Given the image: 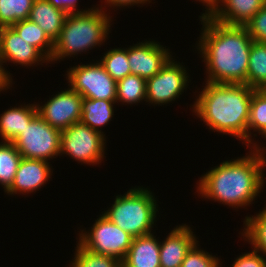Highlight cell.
<instances>
[{
  "mask_svg": "<svg viewBox=\"0 0 266 267\" xmlns=\"http://www.w3.org/2000/svg\"><path fill=\"white\" fill-rule=\"evenodd\" d=\"M146 101V79L129 74L117 82L116 103L137 104Z\"/></svg>",
  "mask_w": 266,
  "mask_h": 267,
  "instance_id": "cell-25",
  "label": "cell"
},
{
  "mask_svg": "<svg viewBox=\"0 0 266 267\" xmlns=\"http://www.w3.org/2000/svg\"><path fill=\"white\" fill-rule=\"evenodd\" d=\"M266 128V89H254L250 102L248 121V145L253 142V133ZM253 130V133L251 132Z\"/></svg>",
  "mask_w": 266,
  "mask_h": 267,
  "instance_id": "cell-26",
  "label": "cell"
},
{
  "mask_svg": "<svg viewBox=\"0 0 266 267\" xmlns=\"http://www.w3.org/2000/svg\"><path fill=\"white\" fill-rule=\"evenodd\" d=\"M198 1L202 2V4H203L202 6H206L205 9H207L211 5L213 0H198ZM196 2H197V0H196Z\"/></svg>",
  "mask_w": 266,
  "mask_h": 267,
  "instance_id": "cell-37",
  "label": "cell"
},
{
  "mask_svg": "<svg viewBox=\"0 0 266 267\" xmlns=\"http://www.w3.org/2000/svg\"><path fill=\"white\" fill-rule=\"evenodd\" d=\"M21 160L22 156L13 142H0V185L4 192L13 184Z\"/></svg>",
  "mask_w": 266,
  "mask_h": 267,
  "instance_id": "cell-23",
  "label": "cell"
},
{
  "mask_svg": "<svg viewBox=\"0 0 266 267\" xmlns=\"http://www.w3.org/2000/svg\"><path fill=\"white\" fill-rule=\"evenodd\" d=\"M192 112L210 130L235 136L248 147V121L254 88L246 84L206 82Z\"/></svg>",
  "mask_w": 266,
  "mask_h": 267,
  "instance_id": "cell-3",
  "label": "cell"
},
{
  "mask_svg": "<svg viewBox=\"0 0 266 267\" xmlns=\"http://www.w3.org/2000/svg\"><path fill=\"white\" fill-rule=\"evenodd\" d=\"M114 104H116V102L102 99L83 98L80 122L84 125H88L93 130H96L105 136L101 127H105V125L110 123L113 118Z\"/></svg>",
  "mask_w": 266,
  "mask_h": 267,
  "instance_id": "cell-20",
  "label": "cell"
},
{
  "mask_svg": "<svg viewBox=\"0 0 266 267\" xmlns=\"http://www.w3.org/2000/svg\"><path fill=\"white\" fill-rule=\"evenodd\" d=\"M106 5L111 8H123V7H129V6H134L138 5L140 6L141 4H148L151 3L152 0H104Z\"/></svg>",
  "mask_w": 266,
  "mask_h": 267,
  "instance_id": "cell-34",
  "label": "cell"
},
{
  "mask_svg": "<svg viewBox=\"0 0 266 267\" xmlns=\"http://www.w3.org/2000/svg\"><path fill=\"white\" fill-rule=\"evenodd\" d=\"M106 137L81 122L61 131V151L78 163L97 165L104 159Z\"/></svg>",
  "mask_w": 266,
  "mask_h": 267,
  "instance_id": "cell-8",
  "label": "cell"
},
{
  "mask_svg": "<svg viewBox=\"0 0 266 267\" xmlns=\"http://www.w3.org/2000/svg\"><path fill=\"white\" fill-rule=\"evenodd\" d=\"M5 65L0 58V92L6 91L12 87L13 79L11 73L3 66ZM11 85V86H10Z\"/></svg>",
  "mask_w": 266,
  "mask_h": 267,
  "instance_id": "cell-35",
  "label": "cell"
},
{
  "mask_svg": "<svg viewBox=\"0 0 266 267\" xmlns=\"http://www.w3.org/2000/svg\"><path fill=\"white\" fill-rule=\"evenodd\" d=\"M149 188L135 186L124 195H117L102 214L133 238L152 233L157 222L158 204Z\"/></svg>",
  "mask_w": 266,
  "mask_h": 267,
  "instance_id": "cell-5",
  "label": "cell"
},
{
  "mask_svg": "<svg viewBox=\"0 0 266 267\" xmlns=\"http://www.w3.org/2000/svg\"><path fill=\"white\" fill-rule=\"evenodd\" d=\"M259 135H261L265 139L266 138V128Z\"/></svg>",
  "mask_w": 266,
  "mask_h": 267,
  "instance_id": "cell-38",
  "label": "cell"
},
{
  "mask_svg": "<svg viewBox=\"0 0 266 267\" xmlns=\"http://www.w3.org/2000/svg\"><path fill=\"white\" fill-rule=\"evenodd\" d=\"M23 158L50 161L60 156L61 131L37 114L13 141Z\"/></svg>",
  "mask_w": 266,
  "mask_h": 267,
  "instance_id": "cell-7",
  "label": "cell"
},
{
  "mask_svg": "<svg viewBox=\"0 0 266 267\" xmlns=\"http://www.w3.org/2000/svg\"><path fill=\"white\" fill-rule=\"evenodd\" d=\"M247 85L254 89H266V43L253 41L251 45Z\"/></svg>",
  "mask_w": 266,
  "mask_h": 267,
  "instance_id": "cell-22",
  "label": "cell"
},
{
  "mask_svg": "<svg viewBox=\"0 0 266 267\" xmlns=\"http://www.w3.org/2000/svg\"><path fill=\"white\" fill-rule=\"evenodd\" d=\"M49 163V161L41 159L22 157L13 184L5 193L8 195L35 193L53 175V169Z\"/></svg>",
  "mask_w": 266,
  "mask_h": 267,
  "instance_id": "cell-15",
  "label": "cell"
},
{
  "mask_svg": "<svg viewBox=\"0 0 266 267\" xmlns=\"http://www.w3.org/2000/svg\"><path fill=\"white\" fill-rule=\"evenodd\" d=\"M193 233L190 226L178 225L168 233L165 240L160 241L161 267H181L187 253L199 242Z\"/></svg>",
  "mask_w": 266,
  "mask_h": 267,
  "instance_id": "cell-16",
  "label": "cell"
},
{
  "mask_svg": "<svg viewBox=\"0 0 266 267\" xmlns=\"http://www.w3.org/2000/svg\"><path fill=\"white\" fill-rule=\"evenodd\" d=\"M202 28L196 48L205 62V82L246 84L249 55L253 43L245 26L226 25L199 16Z\"/></svg>",
  "mask_w": 266,
  "mask_h": 267,
  "instance_id": "cell-1",
  "label": "cell"
},
{
  "mask_svg": "<svg viewBox=\"0 0 266 267\" xmlns=\"http://www.w3.org/2000/svg\"><path fill=\"white\" fill-rule=\"evenodd\" d=\"M34 0H0V27L29 19Z\"/></svg>",
  "mask_w": 266,
  "mask_h": 267,
  "instance_id": "cell-27",
  "label": "cell"
},
{
  "mask_svg": "<svg viewBox=\"0 0 266 267\" xmlns=\"http://www.w3.org/2000/svg\"><path fill=\"white\" fill-rule=\"evenodd\" d=\"M243 223V239L266 256V206L256 216H246Z\"/></svg>",
  "mask_w": 266,
  "mask_h": 267,
  "instance_id": "cell-24",
  "label": "cell"
},
{
  "mask_svg": "<svg viewBox=\"0 0 266 267\" xmlns=\"http://www.w3.org/2000/svg\"><path fill=\"white\" fill-rule=\"evenodd\" d=\"M154 233L132 239L122 267H161L160 242Z\"/></svg>",
  "mask_w": 266,
  "mask_h": 267,
  "instance_id": "cell-17",
  "label": "cell"
},
{
  "mask_svg": "<svg viewBox=\"0 0 266 267\" xmlns=\"http://www.w3.org/2000/svg\"><path fill=\"white\" fill-rule=\"evenodd\" d=\"M67 13L46 0H34L29 19L39 25L54 42L60 35Z\"/></svg>",
  "mask_w": 266,
  "mask_h": 267,
  "instance_id": "cell-19",
  "label": "cell"
},
{
  "mask_svg": "<svg viewBox=\"0 0 266 267\" xmlns=\"http://www.w3.org/2000/svg\"><path fill=\"white\" fill-rule=\"evenodd\" d=\"M251 252H245L235 258L230 267H266V257L263 253L252 248Z\"/></svg>",
  "mask_w": 266,
  "mask_h": 267,
  "instance_id": "cell-32",
  "label": "cell"
},
{
  "mask_svg": "<svg viewBox=\"0 0 266 267\" xmlns=\"http://www.w3.org/2000/svg\"><path fill=\"white\" fill-rule=\"evenodd\" d=\"M245 27L254 42L266 43V4L245 24Z\"/></svg>",
  "mask_w": 266,
  "mask_h": 267,
  "instance_id": "cell-31",
  "label": "cell"
},
{
  "mask_svg": "<svg viewBox=\"0 0 266 267\" xmlns=\"http://www.w3.org/2000/svg\"><path fill=\"white\" fill-rule=\"evenodd\" d=\"M0 58L3 63H16L15 65L24 67L50 63L37 48L28 44L12 27H0Z\"/></svg>",
  "mask_w": 266,
  "mask_h": 267,
  "instance_id": "cell-13",
  "label": "cell"
},
{
  "mask_svg": "<svg viewBox=\"0 0 266 267\" xmlns=\"http://www.w3.org/2000/svg\"><path fill=\"white\" fill-rule=\"evenodd\" d=\"M83 97L70 87L58 92L41 106L36 104L38 114L51 127L60 131L80 122Z\"/></svg>",
  "mask_w": 266,
  "mask_h": 267,
  "instance_id": "cell-11",
  "label": "cell"
},
{
  "mask_svg": "<svg viewBox=\"0 0 266 267\" xmlns=\"http://www.w3.org/2000/svg\"><path fill=\"white\" fill-rule=\"evenodd\" d=\"M170 49L158 41L137 42L127 48L131 74L149 79L156 75L173 57Z\"/></svg>",
  "mask_w": 266,
  "mask_h": 267,
  "instance_id": "cell-12",
  "label": "cell"
},
{
  "mask_svg": "<svg viewBox=\"0 0 266 267\" xmlns=\"http://www.w3.org/2000/svg\"><path fill=\"white\" fill-rule=\"evenodd\" d=\"M254 142H251L248 145V148L251 147L250 149L252 151H257L260 152L262 160H263V165H264V170H265V166H266V147H262L261 145H259V143H257L255 140H253ZM261 146V147H260Z\"/></svg>",
  "mask_w": 266,
  "mask_h": 267,
  "instance_id": "cell-36",
  "label": "cell"
},
{
  "mask_svg": "<svg viewBox=\"0 0 266 267\" xmlns=\"http://www.w3.org/2000/svg\"><path fill=\"white\" fill-rule=\"evenodd\" d=\"M66 75L68 86L83 98L116 102L117 82L99 61L75 65Z\"/></svg>",
  "mask_w": 266,
  "mask_h": 267,
  "instance_id": "cell-9",
  "label": "cell"
},
{
  "mask_svg": "<svg viewBox=\"0 0 266 267\" xmlns=\"http://www.w3.org/2000/svg\"><path fill=\"white\" fill-rule=\"evenodd\" d=\"M95 6L86 12L68 13L59 37L54 41L52 57L49 62L64 60L65 57L85 53L101 47L108 40L112 19L110 12ZM109 14V15H108ZM74 55V56H73Z\"/></svg>",
  "mask_w": 266,
  "mask_h": 267,
  "instance_id": "cell-4",
  "label": "cell"
},
{
  "mask_svg": "<svg viewBox=\"0 0 266 267\" xmlns=\"http://www.w3.org/2000/svg\"><path fill=\"white\" fill-rule=\"evenodd\" d=\"M265 4L266 0H213L205 13L219 23L245 26Z\"/></svg>",
  "mask_w": 266,
  "mask_h": 267,
  "instance_id": "cell-14",
  "label": "cell"
},
{
  "mask_svg": "<svg viewBox=\"0 0 266 267\" xmlns=\"http://www.w3.org/2000/svg\"><path fill=\"white\" fill-rule=\"evenodd\" d=\"M264 172L260 152L249 150L245 156L225 160L207 171L200 177L196 192L232 208H246L264 189Z\"/></svg>",
  "mask_w": 266,
  "mask_h": 267,
  "instance_id": "cell-2",
  "label": "cell"
},
{
  "mask_svg": "<svg viewBox=\"0 0 266 267\" xmlns=\"http://www.w3.org/2000/svg\"><path fill=\"white\" fill-rule=\"evenodd\" d=\"M188 75L185 66L171 58L156 75L146 80V102L162 106L175 101L187 90Z\"/></svg>",
  "mask_w": 266,
  "mask_h": 267,
  "instance_id": "cell-10",
  "label": "cell"
},
{
  "mask_svg": "<svg viewBox=\"0 0 266 267\" xmlns=\"http://www.w3.org/2000/svg\"><path fill=\"white\" fill-rule=\"evenodd\" d=\"M99 62L116 82L131 74L125 47L109 49Z\"/></svg>",
  "mask_w": 266,
  "mask_h": 267,
  "instance_id": "cell-28",
  "label": "cell"
},
{
  "mask_svg": "<svg viewBox=\"0 0 266 267\" xmlns=\"http://www.w3.org/2000/svg\"><path fill=\"white\" fill-rule=\"evenodd\" d=\"M76 243L75 257L69 267H122V262L116 257L91 252L78 241Z\"/></svg>",
  "mask_w": 266,
  "mask_h": 267,
  "instance_id": "cell-29",
  "label": "cell"
},
{
  "mask_svg": "<svg viewBox=\"0 0 266 267\" xmlns=\"http://www.w3.org/2000/svg\"><path fill=\"white\" fill-rule=\"evenodd\" d=\"M49 3H51L55 8H58L60 10L65 11L67 14L68 13H76V12H86L90 10L91 8L88 9H79L78 7V0H46Z\"/></svg>",
  "mask_w": 266,
  "mask_h": 267,
  "instance_id": "cell-33",
  "label": "cell"
},
{
  "mask_svg": "<svg viewBox=\"0 0 266 267\" xmlns=\"http://www.w3.org/2000/svg\"><path fill=\"white\" fill-rule=\"evenodd\" d=\"M37 114L36 103L21 104L5 110L0 115L1 140L13 142Z\"/></svg>",
  "mask_w": 266,
  "mask_h": 267,
  "instance_id": "cell-18",
  "label": "cell"
},
{
  "mask_svg": "<svg viewBox=\"0 0 266 267\" xmlns=\"http://www.w3.org/2000/svg\"><path fill=\"white\" fill-rule=\"evenodd\" d=\"M197 242L185 256L181 267H222L220 258L203 249H200Z\"/></svg>",
  "mask_w": 266,
  "mask_h": 267,
  "instance_id": "cell-30",
  "label": "cell"
},
{
  "mask_svg": "<svg viewBox=\"0 0 266 267\" xmlns=\"http://www.w3.org/2000/svg\"><path fill=\"white\" fill-rule=\"evenodd\" d=\"M21 38L37 48L49 61L52 57L54 42L43 29L30 19L21 20L11 26Z\"/></svg>",
  "mask_w": 266,
  "mask_h": 267,
  "instance_id": "cell-21",
  "label": "cell"
},
{
  "mask_svg": "<svg viewBox=\"0 0 266 267\" xmlns=\"http://www.w3.org/2000/svg\"><path fill=\"white\" fill-rule=\"evenodd\" d=\"M78 242L87 250L116 257L121 262L125 259L133 237L100 214L90 230H81Z\"/></svg>",
  "mask_w": 266,
  "mask_h": 267,
  "instance_id": "cell-6",
  "label": "cell"
}]
</instances>
